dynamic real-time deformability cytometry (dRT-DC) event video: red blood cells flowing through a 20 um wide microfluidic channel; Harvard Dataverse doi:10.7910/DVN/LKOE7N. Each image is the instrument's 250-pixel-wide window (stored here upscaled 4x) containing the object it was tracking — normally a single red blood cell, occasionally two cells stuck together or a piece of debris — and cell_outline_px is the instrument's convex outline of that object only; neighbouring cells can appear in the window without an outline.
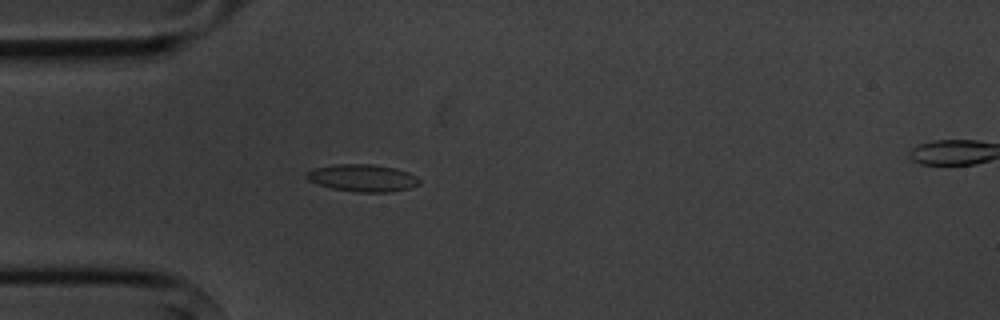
{"species": "common noctule bat (a hibernating species)", "species_latin": "Nyctalus noctula", "temperature_condition": "cold", "stored_images_in_passage": 2, "camera_frame_rate_fps": 3000, "um_per_image_px": 0.085, "animal": {"sex": "male", "body_mass_g": 20.1, "forearm_length_mm": 53.5}, "frame": {"image": 1, "passage_image": 1, "time_ms": 0.0, "image_size_px": [1000, 320], "cell_outline_px": [[420, 184], [408, 188], [388, 192], [356, 192], [332, 188], [308, 180], [304, 176], [304, 172], [316, 168], [336, 164], [372, 164], [396, 168], [408, 172], [416, 176], [420, 180]], "centroid_in_image_um": [30.81, 15.12], "position_along_channel_um": 54.2, "area_um2": 17.86}}